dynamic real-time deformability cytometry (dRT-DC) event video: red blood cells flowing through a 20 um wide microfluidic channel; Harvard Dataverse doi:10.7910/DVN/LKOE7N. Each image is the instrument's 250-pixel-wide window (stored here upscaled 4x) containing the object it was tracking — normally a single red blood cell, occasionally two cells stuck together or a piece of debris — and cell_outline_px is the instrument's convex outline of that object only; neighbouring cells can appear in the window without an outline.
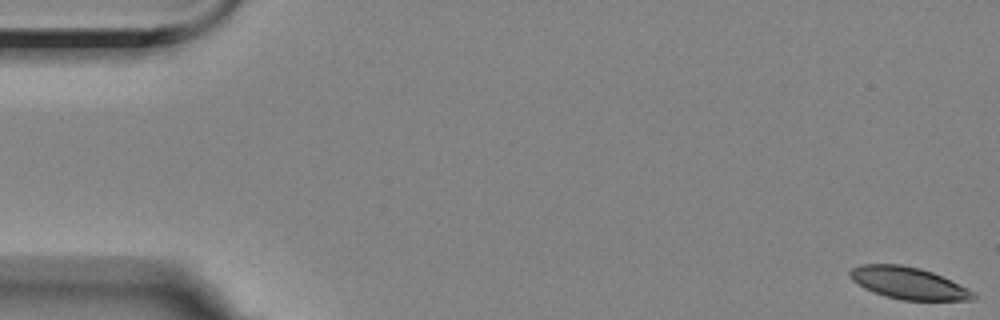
{"species": "Egyptian fruit bat (a non-hibernating species)", "species_latin": "Rousettus aegyptiacus", "temperature_condition": "room temperature", "stored_images_in_passage": 4, "camera_frame_rate_fps": 3000, "um_per_image_px": 0.085, "animal": {"sex": "female"}, "frame": {"image": 1, "passage_image": 1, "time_ms": 0.0, "image_size_px": [1000, 320], "cell_outline_px": [[976, 296], [972, 300], [900, 300], [884, 296], [872, 292], [864, 288], [852, 280], [848, 276], [848, 272], [852, 268], [860, 264], [900, 264], [920, 268], [932, 272], [952, 280], [968, 288]], "centroid_in_image_um": [77.17, 24.06], "position_along_channel_um": 7.8, "area_um2": 23.12}}